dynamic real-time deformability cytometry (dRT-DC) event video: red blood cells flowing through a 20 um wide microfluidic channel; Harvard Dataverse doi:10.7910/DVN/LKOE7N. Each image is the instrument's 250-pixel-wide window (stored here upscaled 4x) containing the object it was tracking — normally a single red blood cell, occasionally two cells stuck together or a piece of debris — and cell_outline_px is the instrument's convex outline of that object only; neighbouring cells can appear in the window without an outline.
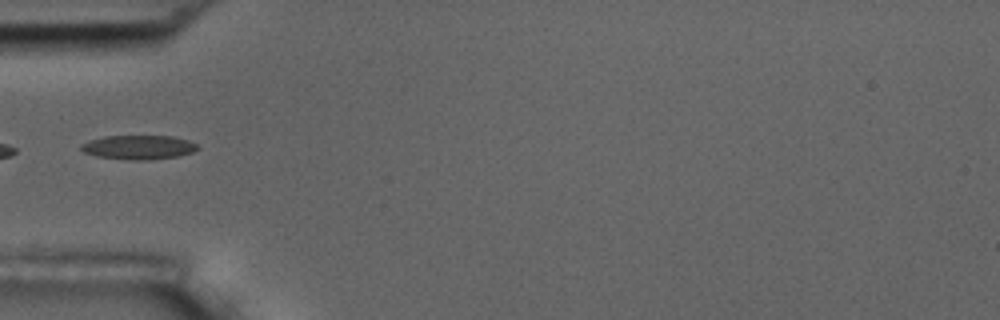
{"species": "common noctule bat (a hibernating species)", "species_latin": "Nyctalus noctula", "temperature_condition": "room temperature", "stored_images_in_passage": 19, "camera_frame_rate_fps": 3000, "um_per_image_px": 0.085, "animal": {"sex": "male", "body_mass_g": 17.5, "forearm_length_mm": 52.3}, "frame": {"image": 1, "passage_image": 1, "time_ms": 0.0, "image_size_px": [1000, 320], "cell_outline_px": [[200, 148], [192, 152], [176, 156], [148, 160], [132, 160], [96, 156], [84, 152], [80, 148], [80, 144], [88, 140], [104, 136], [172, 136], [188, 140], [196, 144]], "centroid_in_image_um": [11.75, 12.51], "position_along_channel_um": 73.3, "area_um2": 16.36}}
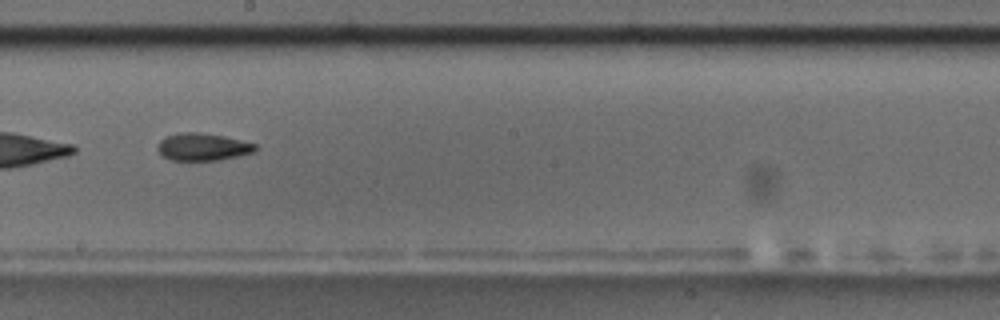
{"frame": {"image": 2, "passage_image": 14, "time_ms": 4.333, "image_size_px": [1000, 320], "cell_outline_px": [[256, 148], [252, 152], [220, 160], [172, 160], [164, 156], [156, 148], [156, 144], [164, 136], [180, 132], [200, 132], [224, 136], [256, 144]], "centroid_in_image_um": [17.17, 12.47], "position_along_channel_um": 231.0, "area_um2": 15.55}}